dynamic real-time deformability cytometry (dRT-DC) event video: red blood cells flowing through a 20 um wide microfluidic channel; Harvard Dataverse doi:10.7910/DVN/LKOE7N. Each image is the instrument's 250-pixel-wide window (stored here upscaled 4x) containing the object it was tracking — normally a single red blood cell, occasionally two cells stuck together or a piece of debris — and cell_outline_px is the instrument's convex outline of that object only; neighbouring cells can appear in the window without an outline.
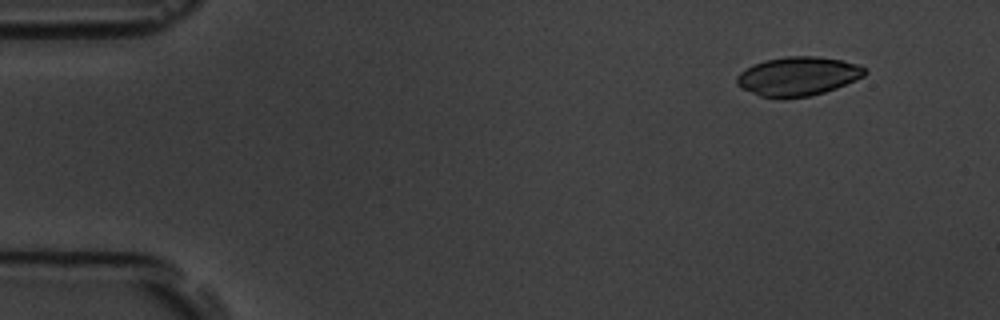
{"species": "common noctule bat (a hibernating species)", "species_latin": "Nyctalus noctula", "temperature_condition": "room temperature", "stored_images_in_passage": 5, "camera_frame_rate_fps": 3000, "um_per_image_px": 0.085, "animal": {"sex": "male", "body_mass_g": 19.5, "forearm_length_mm": 54.6}, "frame": {"image": 1, "passage_image": 2, "time_ms": 1.0, "image_size_px": [1000, 320], "cell_outline_px": [[868, 72], [864, 76], [856, 80], [836, 88], [824, 92], [808, 96], [784, 100], [760, 96], [736, 84], [736, 76], [740, 72], [752, 64], [764, 60], [788, 56], [816, 56], [840, 60], [860, 64], [868, 68]], "centroid_in_image_um": [67.84, 6.49], "position_along_channel_um": 17.2, "area_um2": 29.42}}